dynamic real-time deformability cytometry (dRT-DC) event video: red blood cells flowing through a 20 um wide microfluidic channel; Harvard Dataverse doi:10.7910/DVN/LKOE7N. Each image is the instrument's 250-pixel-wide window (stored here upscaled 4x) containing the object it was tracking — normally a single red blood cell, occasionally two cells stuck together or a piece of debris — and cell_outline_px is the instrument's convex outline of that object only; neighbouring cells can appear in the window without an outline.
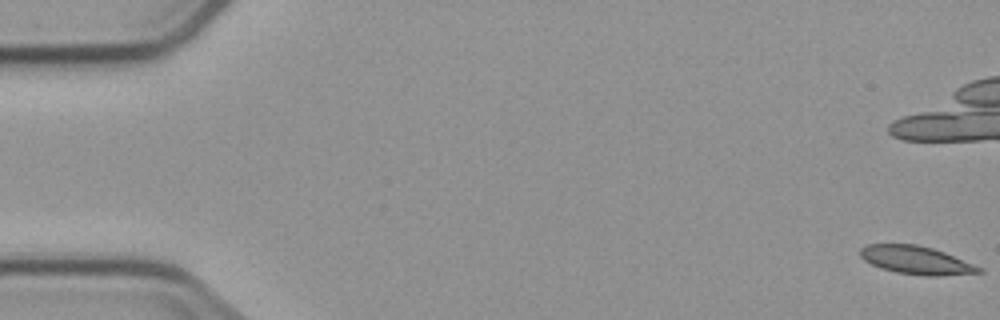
{"species": "common noctule bat (a hibernating species)", "species_latin": "Nyctalus noctula", "temperature_condition": "cold", "stored_images_in_passage": 10, "camera_frame_rate_fps": 3000, "um_per_image_px": 0.085, "animal": {"sex": "male", "body_mass_g": 23.1, "forearm_length_mm": 52.7}, "frame": {"image": 1, "passage_image": 1, "time_ms": 0.0, "image_size_px": [1000, 320], "cell_outline_px": [[984, 272], [936, 276], [928, 276], [896, 272], [880, 268], [864, 260], [860, 256], [860, 248], [868, 244], [916, 244], [932, 248], [944, 252], [984, 268]], "centroid_in_image_um": [77.88, 22.11], "position_along_channel_um": 7.1, "area_um2": 19.42}}
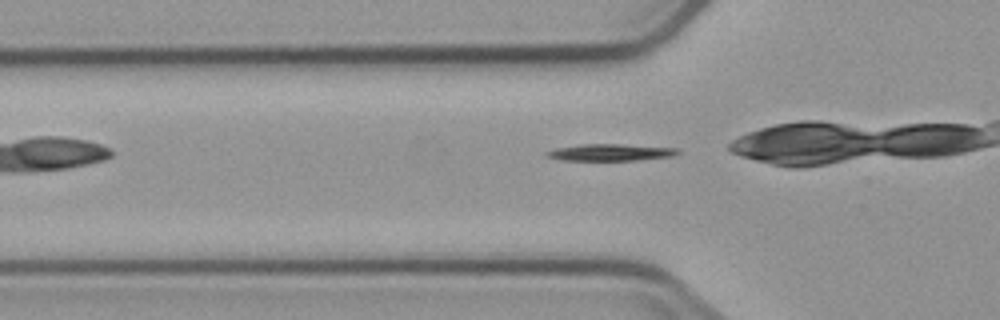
{"frame": {"image": 2, "passage_image": 7, "time_ms": 11.0, "image_size_px": [1000, 320], "cell_outline_px": [[680, 152], [672, 156], [636, 160], [564, 160], [548, 156], [544, 152], [556, 148], [580, 144], [620, 144], [680, 148]], "centroid_in_image_um": [51.92, 12.94], "position_along_channel_um": 73.9, "area_um2": 12.72}}